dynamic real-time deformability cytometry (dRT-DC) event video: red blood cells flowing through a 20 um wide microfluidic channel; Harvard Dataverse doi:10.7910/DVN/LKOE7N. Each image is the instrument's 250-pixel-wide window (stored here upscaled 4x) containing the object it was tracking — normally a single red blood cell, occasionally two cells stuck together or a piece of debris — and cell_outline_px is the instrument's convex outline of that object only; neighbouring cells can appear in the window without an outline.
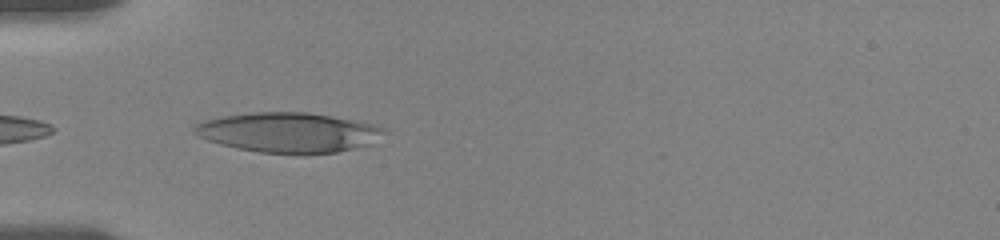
{"species": "human", "species_latin": "Homo sapiens", "temperature_condition": "room temperature", "stored_images_in_passage": 22, "camera_frame_rate_fps": 3000, "um_per_image_px": 0.085, "donor": {"sex": "female"}, "frame": {"image": 1, "passage_image": 1, "time_ms": 0.0, "image_size_px": [1000, 240], "cell_outline_px": [[384, 132], [372, 144], [336, 152], [304, 156], [260, 152], [236, 148], [220, 144], [196, 136], [192, 132], [192, 128], [196, 124], [208, 120], [224, 116], [256, 112], [308, 112], [332, 116], [376, 124], [384, 128]], "centroid_in_image_um": [24.53, 11.28], "position_along_channel_um": 60.5, "area_um2": 44.56}}
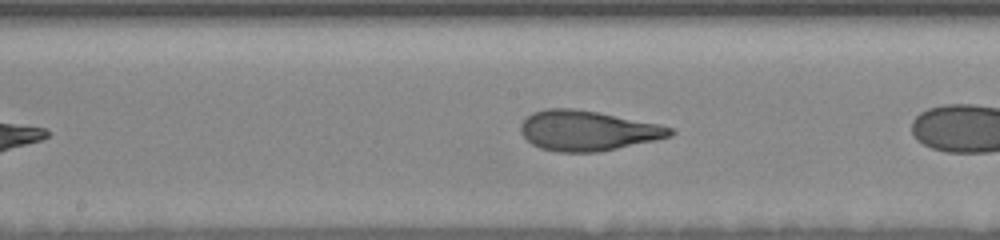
{"frame": {"image": 2, "passage_image": 10, "time_ms": 3.0, "image_size_px": [1000, 240], "cell_outline_px": [[676, 132], [672, 136], [656, 140], [596, 152], [556, 152], [540, 148], [532, 144], [520, 132], [520, 124], [532, 112], [548, 108], [572, 108], [596, 112], [656, 124], [672, 128]], "centroid_in_image_um": [49.9, 11.11], "position_along_channel_um": 198.3, "area_um2": 34.56}}
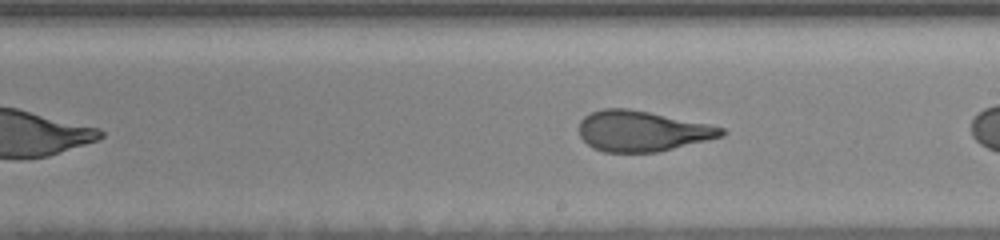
{"frame": {"image": 3, "passage_image": 13, "time_ms": 4.0, "image_size_px": [1000, 240], "cell_outline_px": [[724, 136], [660, 152], [604, 152], [592, 148], [580, 136], [580, 120], [584, 116], [592, 112], [604, 108], [628, 108], [708, 124], [724, 128]], "centroid_in_image_um": [54.57, 11.15], "position_along_channel_um": 234.4, "area_um2": 33.52}}